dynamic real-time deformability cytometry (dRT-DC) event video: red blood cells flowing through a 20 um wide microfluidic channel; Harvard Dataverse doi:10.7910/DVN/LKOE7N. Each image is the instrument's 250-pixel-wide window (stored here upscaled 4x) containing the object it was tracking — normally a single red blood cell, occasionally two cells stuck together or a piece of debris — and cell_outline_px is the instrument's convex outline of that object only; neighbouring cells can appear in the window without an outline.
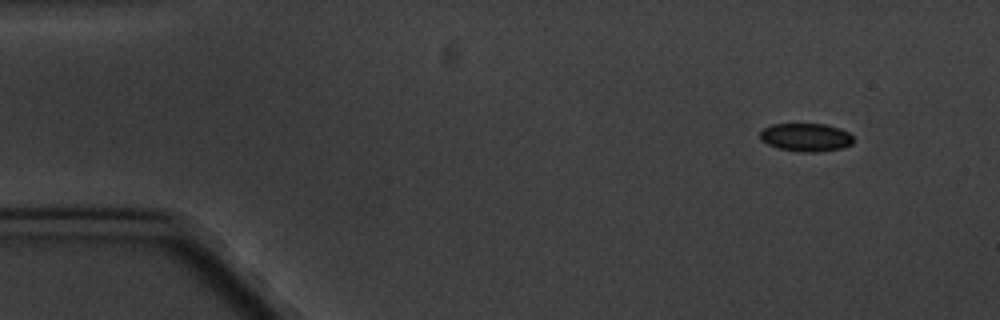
{"species": "common noctule bat (a hibernating species)", "species_latin": "Nyctalus noctula", "temperature_condition": "cold", "stored_images_in_passage": 4, "camera_frame_rate_fps": 3000, "um_per_image_px": 0.085, "animal": {"sex": "male", "body_mass_g": 20.1, "forearm_length_mm": 53.5}, "frame": {"image": 1, "passage_image": 1, "time_ms": 0.0, "image_size_px": [1000, 320], "cell_outline_px": [[852, 144], [840, 148], [816, 152], [804, 152], [780, 148], [768, 144], [760, 140], [760, 132], [764, 128], [772, 124], [824, 124], [840, 128], [848, 132], [852, 136]], "centroid_in_image_um": [68.49, 11.66], "position_along_channel_um": 16.5, "area_um2": 15.14}}
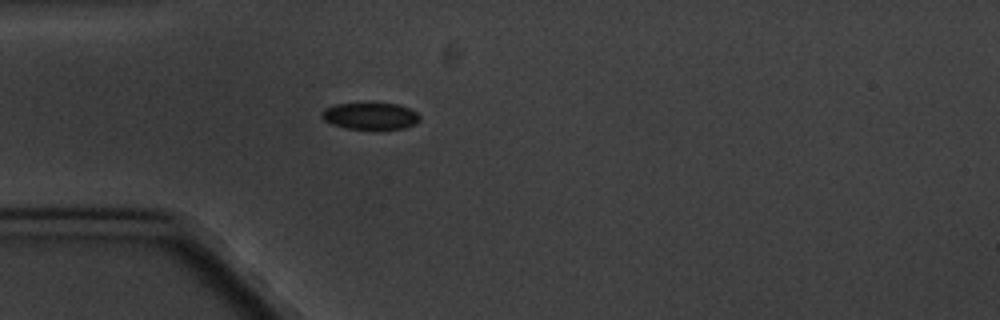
{"frame": {"image": 2, "passage_image": 4, "time_ms": 3.667, "image_size_px": [1000, 320], "cell_outline_px": [[420, 120], [416, 124], [404, 128], [344, 128], [332, 124], [324, 120], [320, 116], [320, 112], [324, 108], [336, 104], [396, 104], [408, 108], [416, 112], [420, 116]], "centroid_in_image_um": [31.45, 9.86], "position_along_channel_um": 53.5, "area_um2": 15.03}}